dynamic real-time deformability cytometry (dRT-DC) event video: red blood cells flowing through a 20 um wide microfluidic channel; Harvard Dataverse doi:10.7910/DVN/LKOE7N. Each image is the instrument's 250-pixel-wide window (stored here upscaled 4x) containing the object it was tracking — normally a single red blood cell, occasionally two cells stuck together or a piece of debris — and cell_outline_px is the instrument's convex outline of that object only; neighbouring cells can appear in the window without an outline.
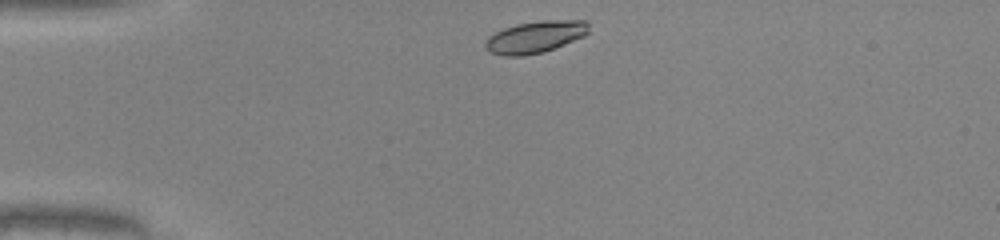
{"species": "common noctule bat (a hibernating species)", "species_latin": "Nyctalus noctula", "temperature_condition": "warm", "stored_images_in_passage": 31, "camera_frame_rate_fps": 3000, "um_per_image_px": 0.085, "animal": {"sex": "male", "body_mass_g": 20.0, "forearm_length_mm": 53.3}, "frame": {"image": 1, "passage_image": 1, "time_ms": 0.0, "image_size_px": [1000, 240], "cell_outline_px": [[588, 32], [584, 36], [544, 52], [520, 56], [504, 56], [492, 52], [484, 44], [488, 36], [504, 28], [516, 24], [544, 20], [588, 20]], "centroid_in_image_um": [45.51, 3.13], "position_along_channel_um": 39.5, "area_um2": 19.07}}
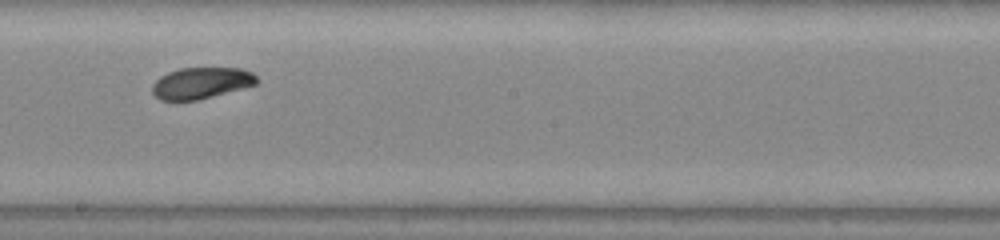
{"frame": {"image": 2, "passage_image": 18, "time_ms": 5.667, "image_size_px": [1000, 240], "cell_outline_px": [[260, 80], [256, 84], [244, 88], [196, 100], [160, 100], [152, 92], [152, 84], [160, 76], [168, 72], [180, 68], [240, 68], [252, 72]], "centroid_in_image_um": [17.11, 7.05], "position_along_channel_um": 231.1, "area_um2": 19.07}}
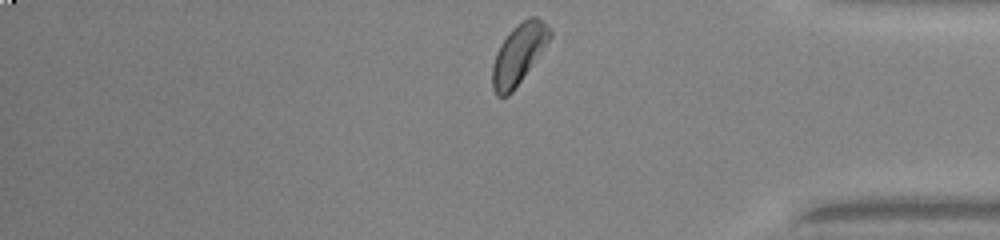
{"frame": {"image": 3, "passage_image": 31, "time_ms": 10.0, "image_size_px": [1000, 240], "cell_outline_px": [[552, 36], [512, 92], [508, 96], [496, 96], [492, 88], [492, 64], [496, 52], [500, 44], [508, 32], [516, 24], [528, 16], [536, 16], [552, 32]], "centroid_in_image_um": [44.04, 4.59], "position_along_channel_um": 391.2, "area_um2": 19.88}, "authors_computed_cell_mechanics": {"area_um2": 19.8254, "velocity_mm_per_s": 4.0996, "shape_relaxation_time_tau1_ms": 2.6361, "shape_relaxation_time_tau2_ms": 6.9316, "deformation_change_tau1": 0.099, "deformation_change_tau2": 0.084}}